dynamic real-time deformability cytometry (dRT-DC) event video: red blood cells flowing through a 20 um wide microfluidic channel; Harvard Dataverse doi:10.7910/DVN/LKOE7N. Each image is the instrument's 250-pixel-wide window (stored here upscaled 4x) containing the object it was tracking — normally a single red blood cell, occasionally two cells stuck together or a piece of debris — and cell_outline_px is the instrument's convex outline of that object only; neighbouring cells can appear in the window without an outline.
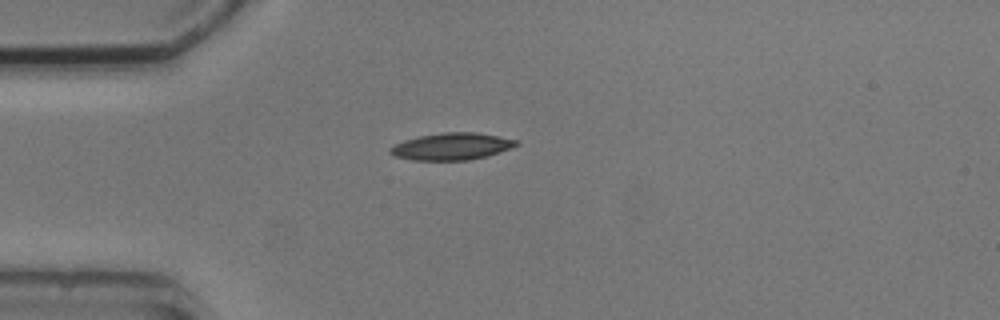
{"species": "common noctule bat (a hibernating species)", "species_latin": "Nyctalus noctula", "temperature_condition": "cold", "stored_images_in_passage": 4, "camera_frame_rate_fps": 3000, "um_per_image_px": 0.085, "animal": {"sex": "male", "body_mass_g": 20.5, "forearm_length_mm": 52.5}, "frame": {"image": 1, "passage_image": 1, "time_ms": 0.0, "image_size_px": [1000, 320], "cell_outline_px": [[520, 144], [512, 148], [500, 152], [468, 160], [412, 160], [392, 156], [388, 152], [388, 148], [404, 140], [420, 136], [444, 132], [476, 132], [520, 140]], "centroid_in_image_um": [38.39, 12.44], "position_along_channel_um": 46.6, "area_um2": 19.94}}